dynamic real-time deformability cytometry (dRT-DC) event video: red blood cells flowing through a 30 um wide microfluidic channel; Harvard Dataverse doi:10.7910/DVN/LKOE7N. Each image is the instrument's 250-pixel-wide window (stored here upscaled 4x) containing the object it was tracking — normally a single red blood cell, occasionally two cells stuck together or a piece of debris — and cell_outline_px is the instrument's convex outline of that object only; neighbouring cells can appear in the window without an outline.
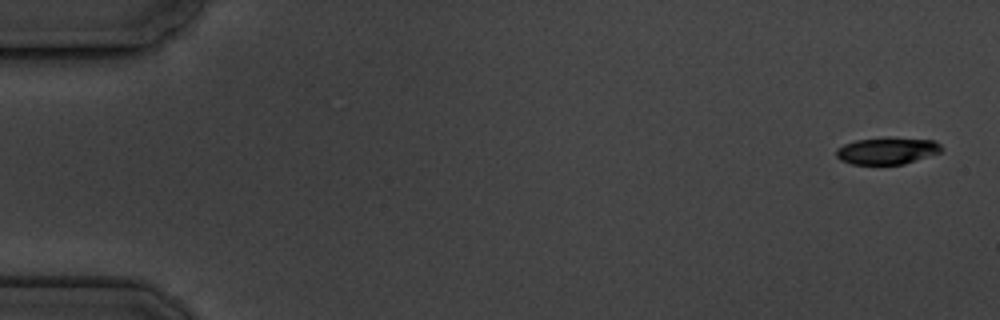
{"species": "common noctule bat (a hibernating species)", "species_latin": "Nyctalus noctula", "temperature_condition": "cold", "stored_images_in_passage": 17, "camera_frame_rate_fps": 3000, "um_per_image_px": 0.085, "animal": {"sex": "male", "body_mass_g": 19.5, "forearm_length_mm": 54.6}, "frame": {"image": 1, "passage_image": 1, "time_ms": 0.0, "image_size_px": [1000, 320], "cell_outline_px": [[944, 148], [940, 152], [904, 164], [852, 164], [840, 160], [836, 156], [836, 148], [844, 144], [856, 140], [888, 136], [936, 140]], "centroid_in_image_um": [75.41, 12.79], "position_along_channel_um": 9.6, "area_um2": 16.82}}
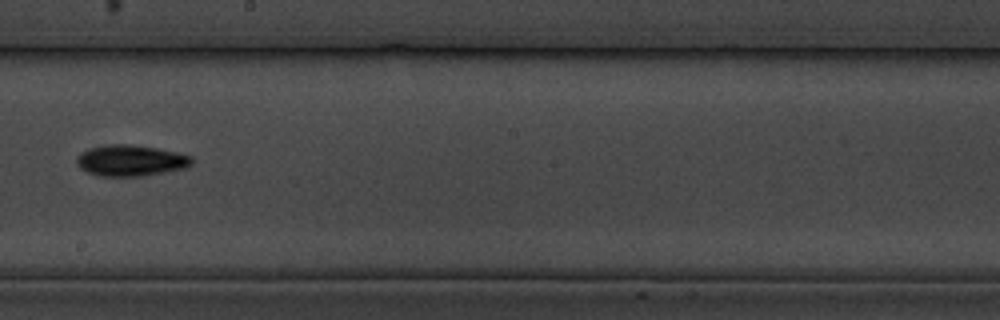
{"frame": {"image": 2, "passage_image": 10, "time_ms": 10.333, "image_size_px": [1000, 320], "cell_outline_px": [[192, 164], [184, 168], [164, 172], [140, 176], [100, 176], [88, 172], [80, 168], [76, 164], [76, 156], [80, 152], [92, 148], [112, 144], [132, 144], [156, 148], [176, 152], [192, 156]], "centroid_in_image_um": [11.09, 13.64], "position_along_channel_um": 237.1, "area_um2": 20.75}}
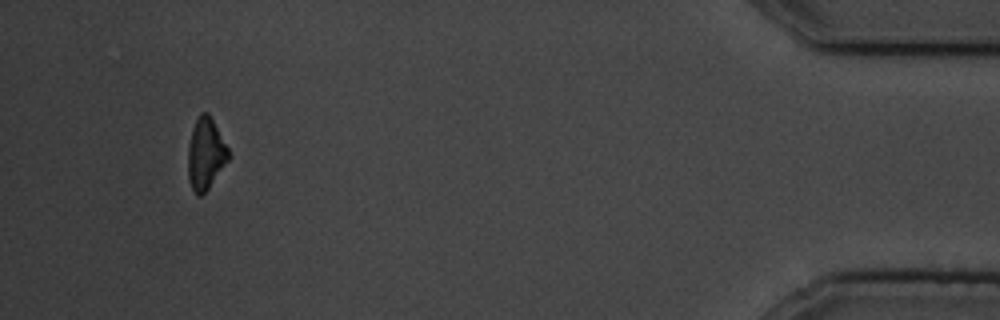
{"frame": {"image": 3, "passage_image": 16, "time_ms": 17.333, "image_size_px": [1000, 320], "cell_outline_px": [[232, 156], [208, 188], [200, 196], [196, 196], [188, 180], [188, 144], [192, 128], [200, 112], [208, 112], [228, 148]], "centroid_in_image_um": [17.48, 13.08], "position_along_channel_um": 417.7, "area_um2": 16.94}, "authors_computed_cell_mechanics": {"area_um2": 18.7272, "velocity_mm_per_s": 3.5381, "shape_relaxation_time_tau1_ms": 2.1128, "shape_relaxation_time_tau2_ms": null, "deformation_change_tau1": 0.1137, "deformation_change_tau2": null}}